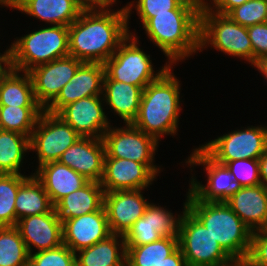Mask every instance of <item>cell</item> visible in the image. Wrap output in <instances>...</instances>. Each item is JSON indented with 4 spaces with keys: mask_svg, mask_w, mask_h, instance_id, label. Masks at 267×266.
<instances>
[{
    "mask_svg": "<svg viewBox=\"0 0 267 266\" xmlns=\"http://www.w3.org/2000/svg\"><path fill=\"white\" fill-rule=\"evenodd\" d=\"M143 28L171 65L200 51V10H169V13L154 14Z\"/></svg>",
    "mask_w": 267,
    "mask_h": 266,
    "instance_id": "3957f363",
    "label": "cell"
},
{
    "mask_svg": "<svg viewBox=\"0 0 267 266\" xmlns=\"http://www.w3.org/2000/svg\"><path fill=\"white\" fill-rule=\"evenodd\" d=\"M212 5H208L209 8L219 14L227 15L232 9L242 5L248 0H212Z\"/></svg>",
    "mask_w": 267,
    "mask_h": 266,
    "instance_id": "60d3db41",
    "label": "cell"
},
{
    "mask_svg": "<svg viewBox=\"0 0 267 266\" xmlns=\"http://www.w3.org/2000/svg\"><path fill=\"white\" fill-rule=\"evenodd\" d=\"M171 67L143 89L138 114L131 123L157 141L164 135L176 134L182 110L180 81Z\"/></svg>",
    "mask_w": 267,
    "mask_h": 266,
    "instance_id": "7a4b0ae2",
    "label": "cell"
},
{
    "mask_svg": "<svg viewBox=\"0 0 267 266\" xmlns=\"http://www.w3.org/2000/svg\"><path fill=\"white\" fill-rule=\"evenodd\" d=\"M186 163L190 167L205 165L208 176L206 186L192 178L189 189L201 201L225 202L242 188V185L234 180L228 168L217 163L201 147L194 149Z\"/></svg>",
    "mask_w": 267,
    "mask_h": 266,
    "instance_id": "7c38bea8",
    "label": "cell"
},
{
    "mask_svg": "<svg viewBox=\"0 0 267 266\" xmlns=\"http://www.w3.org/2000/svg\"><path fill=\"white\" fill-rule=\"evenodd\" d=\"M225 202L252 232L267 229V189L262 184L242 187Z\"/></svg>",
    "mask_w": 267,
    "mask_h": 266,
    "instance_id": "7402d4cb",
    "label": "cell"
},
{
    "mask_svg": "<svg viewBox=\"0 0 267 266\" xmlns=\"http://www.w3.org/2000/svg\"><path fill=\"white\" fill-rule=\"evenodd\" d=\"M102 95L90 96L64 106L57 115L81 137L103 138L110 128L103 111ZM102 99V100H101Z\"/></svg>",
    "mask_w": 267,
    "mask_h": 266,
    "instance_id": "2e32d148",
    "label": "cell"
},
{
    "mask_svg": "<svg viewBox=\"0 0 267 266\" xmlns=\"http://www.w3.org/2000/svg\"><path fill=\"white\" fill-rule=\"evenodd\" d=\"M12 69L11 48L5 50L4 54L0 53V81L10 72Z\"/></svg>",
    "mask_w": 267,
    "mask_h": 266,
    "instance_id": "7bdbcfd3",
    "label": "cell"
},
{
    "mask_svg": "<svg viewBox=\"0 0 267 266\" xmlns=\"http://www.w3.org/2000/svg\"><path fill=\"white\" fill-rule=\"evenodd\" d=\"M197 2H199L201 5L206 4L207 2H205V0H196Z\"/></svg>",
    "mask_w": 267,
    "mask_h": 266,
    "instance_id": "681fc988",
    "label": "cell"
},
{
    "mask_svg": "<svg viewBox=\"0 0 267 266\" xmlns=\"http://www.w3.org/2000/svg\"><path fill=\"white\" fill-rule=\"evenodd\" d=\"M178 239L187 266H214L231 259L209 230L187 209V199Z\"/></svg>",
    "mask_w": 267,
    "mask_h": 266,
    "instance_id": "ba28073f",
    "label": "cell"
},
{
    "mask_svg": "<svg viewBox=\"0 0 267 266\" xmlns=\"http://www.w3.org/2000/svg\"><path fill=\"white\" fill-rule=\"evenodd\" d=\"M0 266H29V252L15 226L0 227Z\"/></svg>",
    "mask_w": 267,
    "mask_h": 266,
    "instance_id": "d6a6232c",
    "label": "cell"
},
{
    "mask_svg": "<svg viewBox=\"0 0 267 266\" xmlns=\"http://www.w3.org/2000/svg\"><path fill=\"white\" fill-rule=\"evenodd\" d=\"M28 177L22 174L0 173V227L16 226L15 199L19 186Z\"/></svg>",
    "mask_w": 267,
    "mask_h": 266,
    "instance_id": "836d02e7",
    "label": "cell"
},
{
    "mask_svg": "<svg viewBox=\"0 0 267 266\" xmlns=\"http://www.w3.org/2000/svg\"><path fill=\"white\" fill-rule=\"evenodd\" d=\"M182 215L178 218L170 211L150 203L144 215L124 235L126 246H141L163 236H178Z\"/></svg>",
    "mask_w": 267,
    "mask_h": 266,
    "instance_id": "9a60e30c",
    "label": "cell"
},
{
    "mask_svg": "<svg viewBox=\"0 0 267 266\" xmlns=\"http://www.w3.org/2000/svg\"><path fill=\"white\" fill-rule=\"evenodd\" d=\"M246 261L248 266H267V229L252 232Z\"/></svg>",
    "mask_w": 267,
    "mask_h": 266,
    "instance_id": "ab89813d",
    "label": "cell"
},
{
    "mask_svg": "<svg viewBox=\"0 0 267 266\" xmlns=\"http://www.w3.org/2000/svg\"><path fill=\"white\" fill-rule=\"evenodd\" d=\"M104 205V190L99 182L89 181L54 205L58 221H66L98 211Z\"/></svg>",
    "mask_w": 267,
    "mask_h": 266,
    "instance_id": "d4e9b609",
    "label": "cell"
},
{
    "mask_svg": "<svg viewBox=\"0 0 267 266\" xmlns=\"http://www.w3.org/2000/svg\"><path fill=\"white\" fill-rule=\"evenodd\" d=\"M200 147L222 165L239 159L258 160L267 150V127L248 126L233 130Z\"/></svg>",
    "mask_w": 267,
    "mask_h": 266,
    "instance_id": "9c48e42d",
    "label": "cell"
},
{
    "mask_svg": "<svg viewBox=\"0 0 267 266\" xmlns=\"http://www.w3.org/2000/svg\"><path fill=\"white\" fill-rule=\"evenodd\" d=\"M234 22L249 27L267 22V0H248L227 14Z\"/></svg>",
    "mask_w": 267,
    "mask_h": 266,
    "instance_id": "d590c367",
    "label": "cell"
},
{
    "mask_svg": "<svg viewBox=\"0 0 267 266\" xmlns=\"http://www.w3.org/2000/svg\"><path fill=\"white\" fill-rule=\"evenodd\" d=\"M135 9L144 25L154 14L169 13V10H200L196 0H137Z\"/></svg>",
    "mask_w": 267,
    "mask_h": 266,
    "instance_id": "e575fe53",
    "label": "cell"
},
{
    "mask_svg": "<svg viewBox=\"0 0 267 266\" xmlns=\"http://www.w3.org/2000/svg\"><path fill=\"white\" fill-rule=\"evenodd\" d=\"M105 155L103 138L80 137L58 161L87 180L100 183L104 173Z\"/></svg>",
    "mask_w": 267,
    "mask_h": 266,
    "instance_id": "d6986e66",
    "label": "cell"
},
{
    "mask_svg": "<svg viewBox=\"0 0 267 266\" xmlns=\"http://www.w3.org/2000/svg\"><path fill=\"white\" fill-rule=\"evenodd\" d=\"M138 43V37L130 33L113 55L104 62V67L105 74L110 79L144 89L158 79L171 64L166 62L165 66L155 73L150 55L141 50Z\"/></svg>",
    "mask_w": 267,
    "mask_h": 266,
    "instance_id": "52a82bcc",
    "label": "cell"
},
{
    "mask_svg": "<svg viewBox=\"0 0 267 266\" xmlns=\"http://www.w3.org/2000/svg\"><path fill=\"white\" fill-rule=\"evenodd\" d=\"M20 0H0V5L13 8Z\"/></svg>",
    "mask_w": 267,
    "mask_h": 266,
    "instance_id": "7dc6e473",
    "label": "cell"
},
{
    "mask_svg": "<svg viewBox=\"0 0 267 266\" xmlns=\"http://www.w3.org/2000/svg\"><path fill=\"white\" fill-rule=\"evenodd\" d=\"M12 68H32L69 55L68 27L51 25L17 38L11 45Z\"/></svg>",
    "mask_w": 267,
    "mask_h": 266,
    "instance_id": "5b68a950",
    "label": "cell"
},
{
    "mask_svg": "<svg viewBox=\"0 0 267 266\" xmlns=\"http://www.w3.org/2000/svg\"><path fill=\"white\" fill-rule=\"evenodd\" d=\"M156 266H187L180 247Z\"/></svg>",
    "mask_w": 267,
    "mask_h": 266,
    "instance_id": "b9f144b4",
    "label": "cell"
},
{
    "mask_svg": "<svg viewBox=\"0 0 267 266\" xmlns=\"http://www.w3.org/2000/svg\"><path fill=\"white\" fill-rule=\"evenodd\" d=\"M28 150V136L0 129V173L21 174L19 170Z\"/></svg>",
    "mask_w": 267,
    "mask_h": 266,
    "instance_id": "4dcf8cb0",
    "label": "cell"
},
{
    "mask_svg": "<svg viewBox=\"0 0 267 266\" xmlns=\"http://www.w3.org/2000/svg\"><path fill=\"white\" fill-rule=\"evenodd\" d=\"M143 189L104 192V207L112 234L125 235L150 204Z\"/></svg>",
    "mask_w": 267,
    "mask_h": 266,
    "instance_id": "e0dca14e",
    "label": "cell"
},
{
    "mask_svg": "<svg viewBox=\"0 0 267 266\" xmlns=\"http://www.w3.org/2000/svg\"><path fill=\"white\" fill-rule=\"evenodd\" d=\"M104 75V64L83 62L45 111L57 114L64 106L79 99L102 95Z\"/></svg>",
    "mask_w": 267,
    "mask_h": 266,
    "instance_id": "ffe728a7",
    "label": "cell"
},
{
    "mask_svg": "<svg viewBox=\"0 0 267 266\" xmlns=\"http://www.w3.org/2000/svg\"><path fill=\"white\" fill-rule=\"evenodd\" d=\"M84 9L110 8L116 3V0H77Z\"/></svg>",
    "mask_w": 267,
    "mask_h": 266,
    "instance_id": "ee69618b",
    "label": "cell"
},
{
    "mask_svg": "<svg viewBox=\"0 0 267 266\" xmlns=\"http://www.w3.org/2000/svg\"><path fill=\"white\" fill-rule=\"evenodd\" d=\"M261 184L267 189V150L258 159Z\"/></svg>",
    "mask_w": 267,
    "mask_h": 266,
    "instance_id": "f6af8a7d",
    "label": "cell"
},
{
    "mask_svg": "<svg viewBox=\"0 0 267 266\" xmlns=\"http://www.w3.org/2000/svg\"><path fill=\"white\" fill-rule=\"evenodd\" d=\"M29 266H76V253L63 243L56 248L29 254Z\"/></svg>",
    "mask_w": 267,
    "mask_h": 266,
    "instance_id": "8d00e7d4",
    "label": "cell"
},
{
    "mask_svg": "<svg viewBox=\"0 0 267 266\" xmlns=\"http://www.w3.org/2000/svg\"><path fill=\"white\" fill-rule=\"evenodd\" d=\"M15 227L19 230L29 254L34 252L32 248L39 252L63 244L62 224L58 221L54 208L45 214L21 218Z\"/></svg>",
    "mask_w": 267,
    "mask_h": 266,
    "instance_id": "44dd1931",
    "label": "cell"
},
{
    "mask_svg": "<svg viewBox=\"0 0 267 266\" xmlns=\"http://www.w3.org/2000/svg\"><path fill=\"white\" fill-rule=\"evenodd\" d=\"M82 63L79 59L68 55L28 71L36 101L44 110L56 99Z\"/></svg>",
    "mask_w": 267,
    "mask_h": 266,
    "instance_id": "4fadbf2b",
    "label": "cell"
},
{
    "mask_svg": "<svg viewBox=\"0 0 267 266\" xmlns=\"http://www.w3.org/2000/svg\"><path fill=\"white\" fill-rule=\"evenodd\" d=\"M43 110L42 107L0 106V129L30 138Z\"/></svg>",
    "mask_w": 267,
    "mask_h": 266,
    "instance_id": "1f68e13d",
    "label": "cell"
},
{
    "mask_svg": "<svg viewBox=\"0 0 267 266\" xmlns=\"http://www.w3.org/2000/svg\"><path fill=\"white\" fill-rule=\"evenodd\" d=\"M52 205L43 184L30 175L20 186L15 199L16 224L21 218L50 212Z\"/></svg>",
    "mask_w": 267,
    "mask_h": 266,
    "instance_id": "83f0119b",
    "label": "cell"
},
{
    "mask_svg": "<svg viewBox=\"0 0 267 266\" xmlns=\"http://www.w3.org/2000/svg\"><path fill=\"white\" fill-rule=\"evenodd\" d=\"M13 9L51 25L69 27L84 8L77 0H20Z\"/></svg>",
    "mask_w": 267,
    "mask_h": 266,
    "instance_id": "cb8c5ba5",
    "label": "cell"
},
{
    "mask_svg": "<svg viewBox=\"0 0 267 266\" xmlns=\"http://www.w3.org/2000/svg\"><path fill=\"white\" fill-rule=\"evenodd\" d=\"M105 158L133 160L144 165H154L155 151L159 143L131 123L125 127L112 128L104 133Z\"/></svg>",
    "mask_w": 267,
    "mask_h": 266,
    "instance_id": "8fae6325",
    "label": "cell"
},
{
    "mask_svg": "<svg viewBox=\"0 0 267 266\" xmlns=\"http://www.w3.org/2000/svg\"><path fill=\"white\" fill-rule=\"evenodd\" d=\"M160 173L156 165L120 159L105 158L104 173L100 184L104 192L145 189Z\"/></svg>",
    "mask_w": 267,
    "mask_h": 266,
    "instance_id": "5bb4252c",
    "label": "cell"
},
{
    "mask_svg": "<svg viewBox=\"0 0 267 266\" xmlns=\"http://www.w3.org/2000/svg\"><path fill=\"white\" fill-rule=\"evenodd\" d=\"M253 48V66H260L267 61V22L247 27Z\"/></svg>",
    "mask_w": 267,
    "mask_h": 266,
    "instance_id": "f35d334b",
    "label": "cell"
},
{
    "mask_svg": "<svg viewBox=\"0 0 267 266\" xmlns=\"http://www.w3.org/2000/svg\"><path fill=\"white\" fill-rule=\"evenodd\" d=\"M187 209L209 230L231 258L246 259L252 231L231 210L226 202L199 200L187 192Z\"/></svg>",
    "mask_w": 267,
    "mask_h": 266,
    "instance_id": "277c9868",
    "label": "cell"
},
{
    "mask_svg": "<svg viewBox=\"0 0 267 266\" xmlns=\"http://www.w3.org/2000/svg\"><path fill=\"white\" fill-rule=\"evenodd\" d=\"M224 165L228 168L234 180L238 181L242 187L261 184L258 160L239 159Z\"/></svg>",
    "mask_w": 267,
    "mask_h": 266,
    "instance_id": "74e56055",
    "label": "cell"
},
{
    "mask_svg": "<svg viewBox=\"0 0 267 266\" xmlns=\"http://www.w3.org/2000/svg\"><path fill=\"white\" fill-rule=\"evenodd\" d=\"M258 71H259L260 73H262V74L264 75L265 79L267 80V61L264 62V63L260 66V68L258 69Z\"/></svg>",
    "mask_w": 267,
    "mask_h": 266,
    "instance_id": "c3c4849f",
    "label": "cell"
},
{
    "mask_svg": "<svg viewBox=\"0 0 267 266\" xmlns=\"http://www.w3.org/2000/svg\"><path fill=\"white\" fill-rule=\"evenodd\" d=\"M81 136L57 114L43 110L29 138L30 150L37 151L39 166L58 161Z\"/></svg>",
    "mask_w": 267,
    "mask_h": 266,
    "instance_id": "30bf717a",
    "label": "cell"
},
{
    "mask_svg": "<svg viewBox=\"0 0 267 266\" xmlns=\"http://www.w3.org/2000/svg\"><path fill=\"white\" fill-rule=\"evenodd\" d=\"M133 2L117 11L83 9L68 27L69 55L87 63L104 64L130 35Z\"/></svg>",
    "mask_w": 267,
    "mask_h": 266,
    "instance_id": "6da1fadb",
    "label": "cell"
},
{
    "mask_svg": "<svg viewBox=\"0 0 267 266\" xmlns=\"http://www.w3.org/2000/svg\"><path fill=\"white\" fill-rule=\"evenodd\" d=\"M11 69L0 81V106L41 107L35 98L28 72Z\"/></svg>",
    "mask_w": 267,
    "mask_h": 266,
    "instance_id": "f1b7e54d",
    "label": "cell"
},
{
    "mask_svg": "<svg viewBox=\"0 0 267 266\" xmlns=\"http://www.w3.org/2000/svg\"><path fill=\"white\" fill-rule=\"evenodd\" d=\"M62 233L63 243L74 253L105 240L112 232L104 205L98 211L66 221Z\"/></svg>",
    "mask_w": 267,
    "mask_h": 266,
    "instance_id": "ac0fdd59",
    "label": "cell"
},
{
    "mask_svg": "<svg viewBox=\"0 0 267 266\" xmlns=\"http://www.w3.org/2000/svg\"><path fill=\"white\" fill-rule=\"evenodd\" d=\"M178 247V236H163L149 244L126 246V266H156Z\"/></svg>",
    "mask_w": 267,
    "mask_h": 266,
    "instance_id": "f546056e",
    "label": "cell"
},
{
    "mask_svg": "<svg viewBox=\"0 0 267 266\" xmlns=\"http://www.w3.org/2000/svg\"><path fill=\"white\" fill-rule=\"evenodd\" d=\"M142 92L143 89L139 86L114 81L104 75L103 100L126 124L132 123L136 118Z\"/></svg>",
    "mask_w": 267,
    "mask_h": 266,
    "instance_id": "484cf974",
    "label": "cell"
},
{
    "mask_svg": "<svg viewBox=\"0 0 267 266\" xmlns=\"http://www.w3.org/2000/svg\"><path fill=\"white\" fill-rule=\"evenodd\" d=\"M76 266H126L124 236L112 234L105 240L76 252Z\"/></svg>",
    "mask_w": 267,
    "mask_h": 266,
    "instance_id": "4316f807",
    "label": "cell"
},
{
    "mask_svg": "<svg viewBox=\"0 0 267 266\" xmlns=\"http://www.w3.org/2000/svg\"><path fill=\"white\" fill-rule=\"evenodd\" d=\"M214 266H248L246 259L231 258L229 261Z\"/></svg>",
    "mask_w": 267,
    "mask_h": 266,
    "instance_id": "bcb514c9",
    "label": "cell"
},
{
    "mask_svg": "<svg viewBox=\"0 0 267 266\" xmlns=\"http://www.w3.org/2000/svg\"><path fill=\"white\" fill-rule=\"evenodd\" d=\"M33 174L43 184L53 206L89 182L84 176L59 161L45 163Z\"/></svg>",
    "mask_w": 267,
    "mask_h": 266,
    "instance_id": "603a6c76",
    "label": "cell"
},
{
    "mask_svg": "<svg viewBox=\"0 0 267 266\" xmlns=\"http://www.w3.org/2000/svg\"><path fill=\"white\" fill-rule=\"evenodd\" d=\"M208 4L200 9V51L211 44L214 49L241 57L253 66V48L247 27L234 22L228 15L212 11Z\"/></svg>",
    "mask_w": 267,
    "mask_h": 266,
    "instance_id": "8992f818",
    "label": "cell"
}]
</instances>
